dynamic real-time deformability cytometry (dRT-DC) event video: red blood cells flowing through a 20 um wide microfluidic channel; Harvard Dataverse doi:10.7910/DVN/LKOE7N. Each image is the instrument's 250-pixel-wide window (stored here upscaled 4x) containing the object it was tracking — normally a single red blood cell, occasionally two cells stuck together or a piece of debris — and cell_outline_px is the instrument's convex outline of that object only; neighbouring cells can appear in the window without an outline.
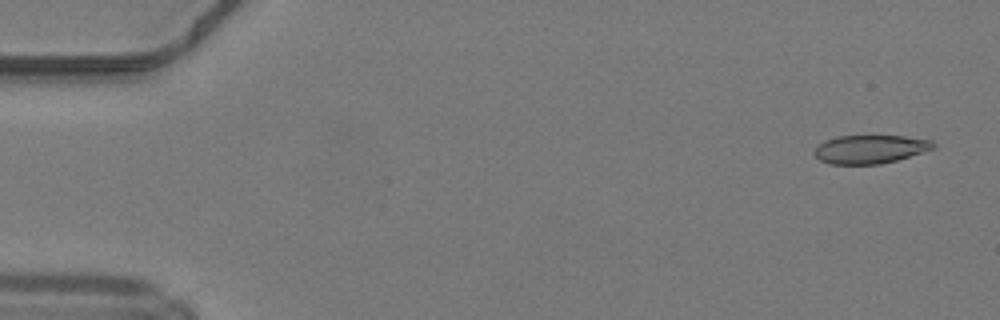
{"species": "common noctule bat (a hibernating species)", "species_latin": "Nyctalus noctula", "temperature_condition": "warm", "stored_images_in_passage": 8, "camera_frame_rate_fps": 3000, "um_per_image_px": 0.085, "animal": {"sex": "male", "body_mass_g": 19.2, "forearm_length_mm": 51.8}, "frame": {"image": 1, "passage_image": 3, "time_ms": 0.667, "image_size_px": [1000, 320], "cell_outline_px": [[936, 148], [896, 160], [880, 164], [828, 164], [820, 160], [812, 152], [824, 140], [836, 136], [904, 136], [932, 140], [936, 144]], "centroid_in_image_um": [73.96, 12.68], "position_along_channel_um": 11.0, "area_um2": 19.77}}